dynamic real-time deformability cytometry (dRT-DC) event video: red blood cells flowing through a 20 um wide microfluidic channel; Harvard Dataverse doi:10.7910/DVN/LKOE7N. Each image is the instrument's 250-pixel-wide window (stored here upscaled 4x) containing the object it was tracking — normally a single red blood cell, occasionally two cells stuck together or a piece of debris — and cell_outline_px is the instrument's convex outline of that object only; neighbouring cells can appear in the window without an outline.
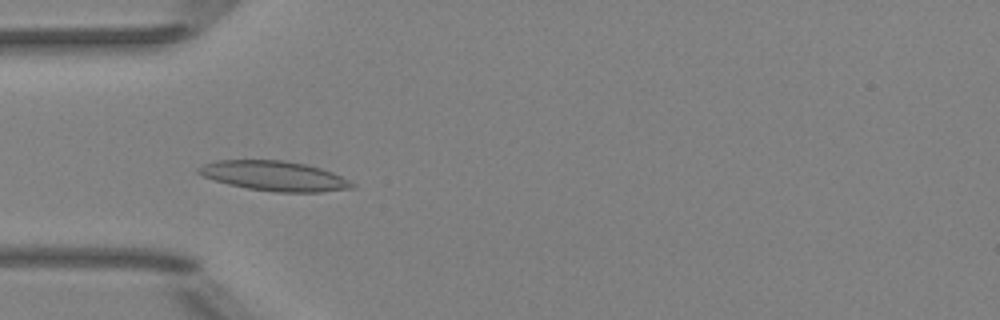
{"species": "Egyptian fruit bat (a non-hibernating species)", "species_latin": "Rousettus aegyptiacus", "temperature_condition": "room temperature", "stored_images_in_passage": 6, "camera_frame_rate_fps": 3000, "um_per_image_px": 0.085, "animal": {"sex": "female"}, "frame": {"image": 1, "passage_image": 4, "time_ms": 3.333, "image_size_px": [1000, 320], "cell_outline_px": [[356, 188], [320, 192], [276, 192], [248, 188], [228, 184], [204, 176], [196, 172], [196, 168], [204, 164], [216, 160], [284, 160], [304, 164], [320, 168], [332, 172], [356, 184]], "centroid_in_image_um": [23.33, 14.95], "position_along_channel_um": 61.7, "area_um2": 26.59}}
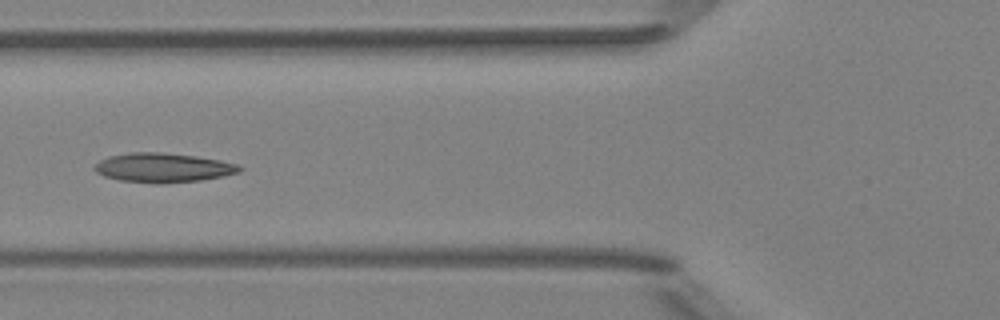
{"frame": {"image": 2, "passage_image": 5, "time_ms": 4.667, "image_size_px": [1000, 320], "cell_outline_px": [[244, 168], [240, 172], [200, 180], [160, 184], [120, 180], [104, 176], [96, 172], [92, 168], [100, 160], [108, 156], [128, 152], [160, 152], [196, 156], [220, 160], [236, 164]], "centroid_in_image_um": [13.83, 14.25], "position_along_channel_um": 112.0, "area_um2": 24.74}}
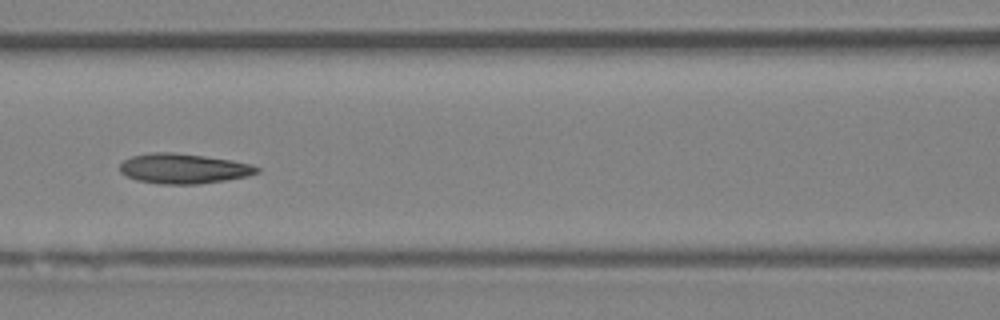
{"frame": {"image": 3, "passage_image": 6, "time_ms": 5.667, "image_size_px": [1000, 320], "cell_outline_px": [[260, 172], [248, 176], [200, 184], [160, 184], [136, 180], [120, 172], [120, 164], [124, 160], [132, 156], [152, 152], [172, 152], [204, 156], [232, 160], [248, 164], [260, 168]], "centroid_in_image_um": [15.59, 14.33], "position_along_channel_um": 151.0, "area_um2": 23.87}}